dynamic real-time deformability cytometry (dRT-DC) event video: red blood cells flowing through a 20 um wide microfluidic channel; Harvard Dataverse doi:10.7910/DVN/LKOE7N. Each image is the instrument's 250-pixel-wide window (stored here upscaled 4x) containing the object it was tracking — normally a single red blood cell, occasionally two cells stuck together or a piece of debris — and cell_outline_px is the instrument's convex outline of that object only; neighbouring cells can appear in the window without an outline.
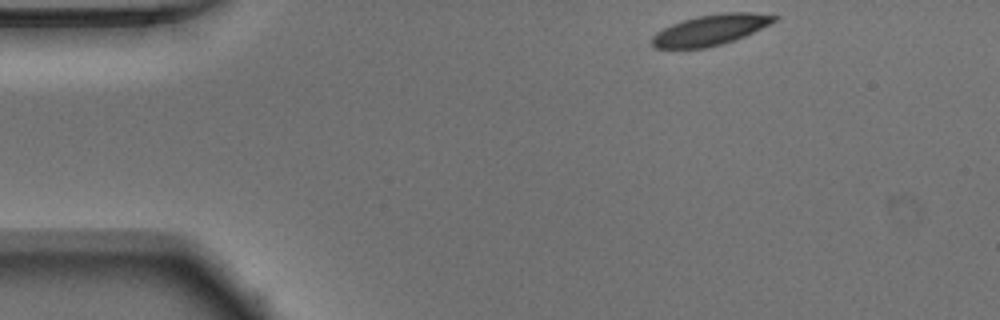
{"species": "Egyptian fruit bat (a non-hibernating species)", "species_latin": "Rousettus aegyptiacus", "temperature_condition": "warm", "stored_images_in_passage": 45, "camera_frame_rate_fps": 3000, "um_per_image_px": 0.085, "animal": {"sex": "male"}, "frame": {"image": 1, "passage_image": 1, "time_ms": 0.0, "image_size_px": [1000, 320], "cell_outline_px": [[780, 16], [776, 20], [744, 36], [720, 44], [704, 48], [652, 48], [648, 40], [656, 32], [672, 24], [696, 16], [724, 12], [752, 12]], "centroid_in_image_um": [60.32, 2.54], "position_along_channel_um": 24.7, "area_um2": 21.68}}
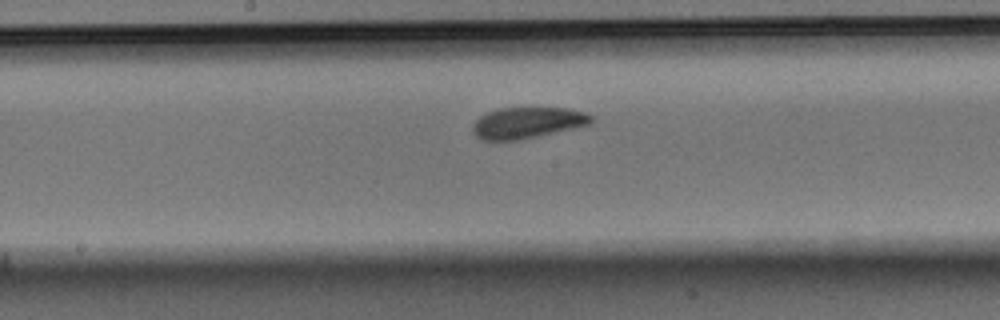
{"frame": {"image": 2, "passage_image": 20, "time_ms": 6.333, "image_size_px": [1000, 320], "cell_outline_px": [[592, 120], [588, 124], [536, 136], [516, 140], [480, 140], [472, 132], [472, 124], [480, 116], [488, 112], [500, 108], [568, 108], [584, 112], [592, 116]], "centroid_in_image_um": [44.75, 10.43], "position_along_channel_um": 203.4, "area_um2": 21.15}}
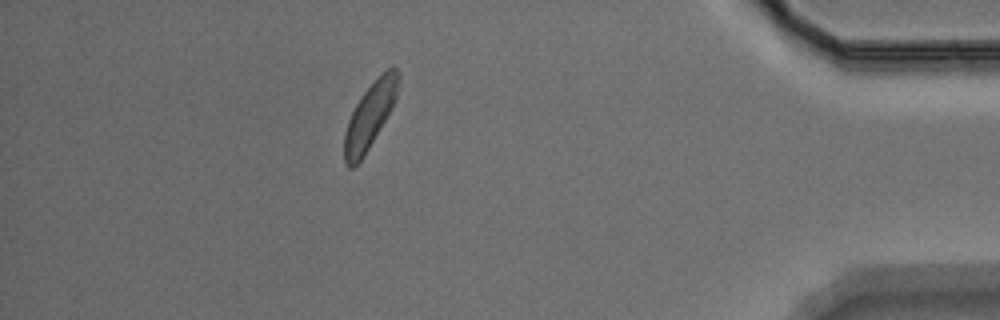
{"frame": {"image": 3, "passage_image": 39, "time_ms": 12.667, "image_size_px": [1000, 320], "cell_outline_px": [[400, 76], [396, 96], [392, 108], [364, 156], [352, 168], [348, 168], [344, 164], [344, 132], [348, 120], [356, 104], [364, 92], [392, 64], [400, 72]], "centroid_in_image_um": [31.43, 9.85], "position_along_channel_um": 403.8, "area_um2": 20.35}, "authors_computed_cell_mechanics": {"area_um2": 21.8484, "velocity_mm_per_s": 3.8938, "shape_relaxation_time_tau1_ms": 2.5005, "shape_relaxation_time_tau2_ms": 4.3595, "deformation_change_tau1": 0.0926, "deformation_change_tau2": 0.0916}}